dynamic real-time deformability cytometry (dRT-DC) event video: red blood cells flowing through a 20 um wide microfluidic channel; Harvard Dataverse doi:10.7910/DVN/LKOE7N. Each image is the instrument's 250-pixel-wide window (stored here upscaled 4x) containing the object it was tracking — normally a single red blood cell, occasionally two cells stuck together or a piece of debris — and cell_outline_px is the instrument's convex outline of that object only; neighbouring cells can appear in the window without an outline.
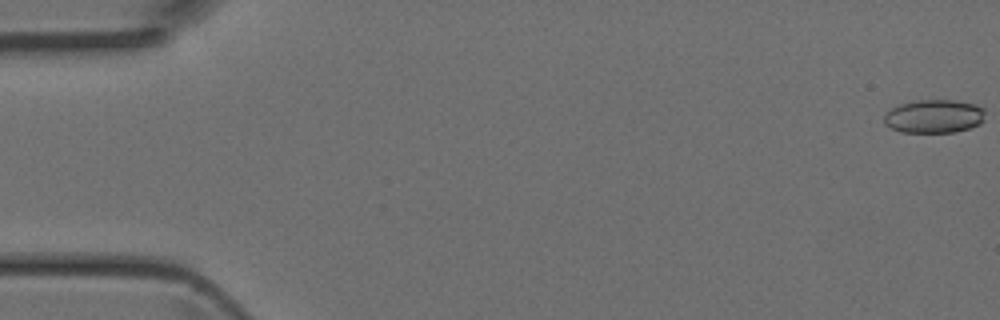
{"species": "Egyptian fruit bat (a non-hibernating species)", "species_latin": "Rousettus aegyptiacus", "temperature_condition": "room temperature", "stored_images_in_passage": 5, "camera_frame_rate_fps": 3000, "um_per_image_px": 0.085, "animal": {"sex": "female"}, "frame": {"image": 1, "passage_image": 1, "time_ms": 0.0, "image_size_px": [1000, 320], "cell_outline_px": [[984, 120], [980, 124], [956, 132], [900, 132], [884, 124], [884, 112], [900, 104], [912, 100], [956, 100], [976, 104], [984, 108]], "centroid_in_image_um": [79.39, 9.87], "position_along_channel_um": 5.6, "area_um2": 19.94}}
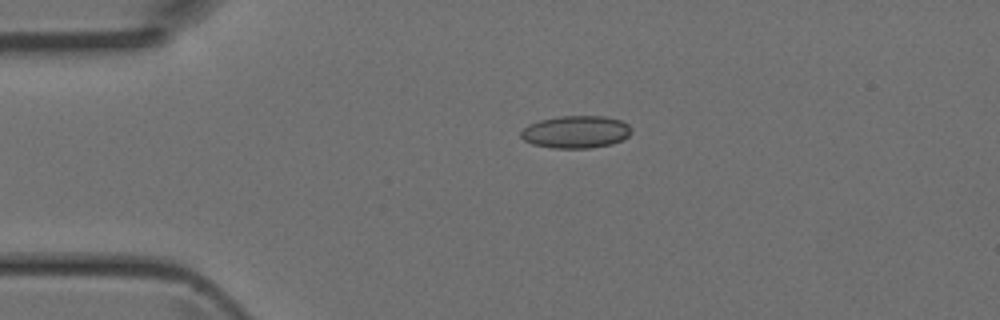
{"frame": {"image": 2, "passage_image": 4, "time_ms": 1.0, "image_size_px": [1000, 320], "cell_outline_px": [[632, 132], [628, 136], [612, 144], [588, 148], [552, 148], [532, 144], [524, 140], [520, 136], [520, 132], [528, 124], [540, 120], [560, 116], [604, 116], [620, 120], [628, 124], [632, 128]], "centroid_in_image_um": [48.94, 11.21], "position_along_channel_um": 36.1, "area_um2": 20.92}}